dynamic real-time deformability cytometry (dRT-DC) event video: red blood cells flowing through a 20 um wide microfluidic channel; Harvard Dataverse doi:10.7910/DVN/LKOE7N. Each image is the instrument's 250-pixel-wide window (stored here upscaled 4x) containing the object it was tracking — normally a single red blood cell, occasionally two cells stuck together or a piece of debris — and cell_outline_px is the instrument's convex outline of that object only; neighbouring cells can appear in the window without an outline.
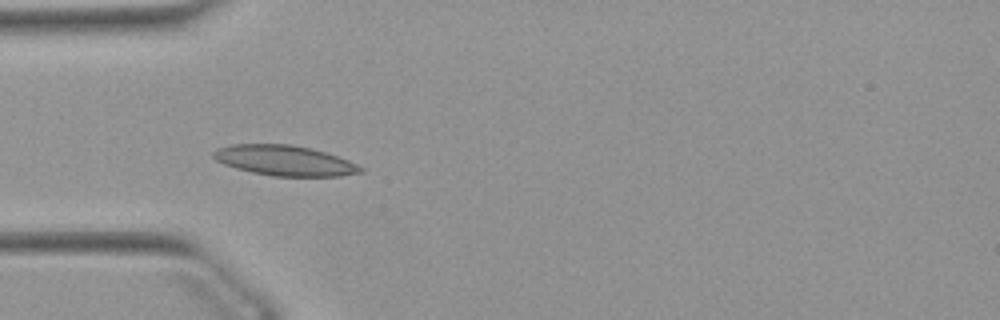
{"species": "Egyptian fruit bat (a non-hibernating species)", "species_latin": "Rousettus aegyptiacus", "temperature_condition": "warm", "stored_images_in_passage": 38, "camera_frame_rate_fps": 3000, "um_per_image_px": 0.085, "animal": {"sex": "female"}, "frame": {"image": 1, "passage_image": 1, "time_ms": 0.0, "image_size_px": [1000, 320], "cell_outline_px": [[364, 172], [340, 176], [272, 176], [252, 172], [236, 168], [224, 164], [216, 160], [212, 156], [212, 152], [216, 148], [232, 144], [292, 144], [312, 148], [348, 160], [364, 168]], "centroid_in_image_um": [24.17, 13.64], "position_along_channel_um": 60.8, "area_um2": 26.01}}
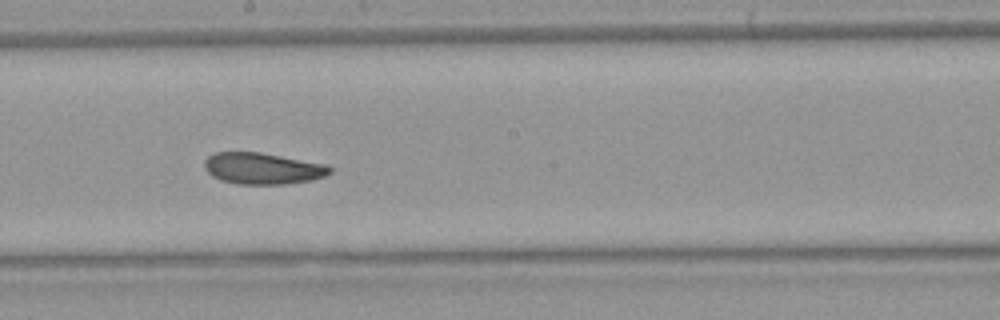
{"frame": {"image": 2, "passage_image": 14, "time_ms": 4.333, "image_size_px": [1000, 320], "cell_outline_px": [[332, 172], [324, 176], [312, 180], [284, 184], [236, 184], [220, 180], [212, 176], [204, 168], [204, 160], [208, 156], [216, 152], [260, 152], [328, 164], [332, 168]], "centroid_in_image_um": [22.33, 14.31], "position_along_channel_um": 225.9, "area_um2": 23.18}}
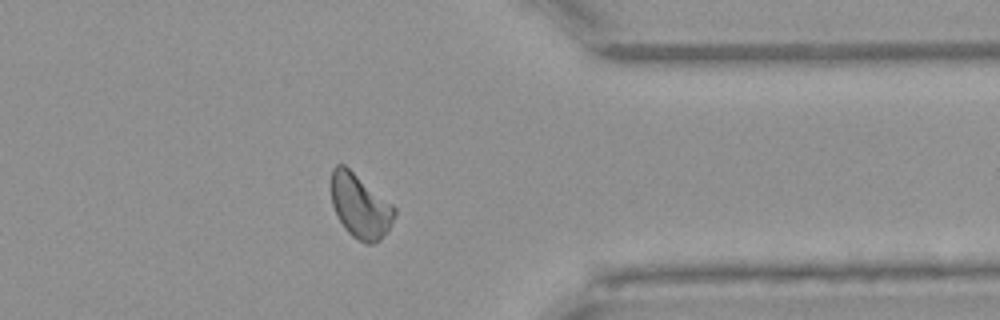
{"frame": {"image": 3, "passage_image": 27, "time_ms": 8.667, "image_size_px": [1000, 320], "cell_outline_px": [[396, 212], [388, 232], [380, 240], [372, 244], [364, 244], [352, 236], [344, 228], [336, 216], [332, 204], [332, 168], [336, 164], [344, 164], [392, 204], [396, 208]], "centroid_in_image_um": [30.61, 17.55], "position_along_channel_um": 380.8, "area_um2": 23.64}, "authors_computed_cell_mechanics": {"area_um2": 23.409, "velocity_mm_per_s": 3.8597, "shape_relaxation_time_tau1_ms": 7.2788, "shape_relaxation_time_tau2_ms": 5.2514, "deformation_change_tau1": 0.1416, "deformation_change_tau2": 0.1175}}